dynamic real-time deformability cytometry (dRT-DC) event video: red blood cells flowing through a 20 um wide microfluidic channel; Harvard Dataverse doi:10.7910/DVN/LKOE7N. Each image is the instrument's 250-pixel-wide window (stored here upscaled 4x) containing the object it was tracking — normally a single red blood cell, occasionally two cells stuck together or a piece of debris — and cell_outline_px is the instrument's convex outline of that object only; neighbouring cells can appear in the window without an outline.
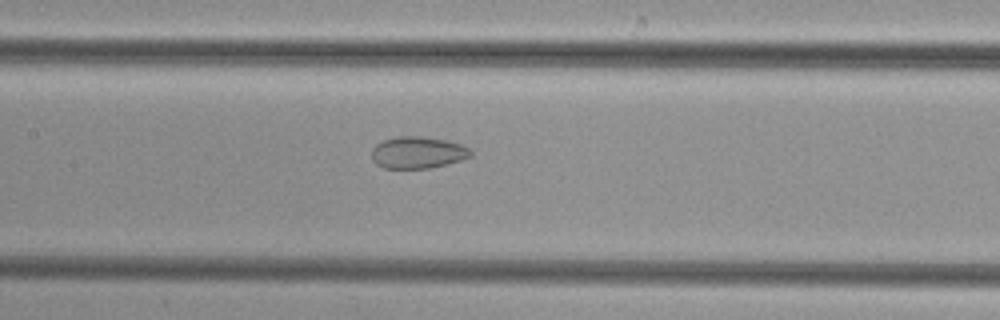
{"species": "common noctule bat (a hibernating species)", "species_latin": "Nyctalus noctula", "temperature_condition": "cold", "stored_images_in_passage": 45, "camera_frame_rate_fps": 3000, "um_per_image_px": 0.085, "animal": {"sex": "female", "body_mass_g": 29.2, "forearm_length_mm": 56.3}, "frame": {"image": 1, "passage_image": 17, "time_ms": 5.333, "image_size_px": [1000, 320], "cell_outline_px": [[472, 156], [460, 160], [428, 168], [384, 168], [376, 164], [372, 160], [372, 148], [376, 144], [384, 140], [396, 136], [420, 136], [448, 140], [460, 144], [468, 148], [472, 152]], "centroid_in_image_um": [35.48, 12.95], "position_along_channel_um": 171.9, "area_um2": 18.32}}
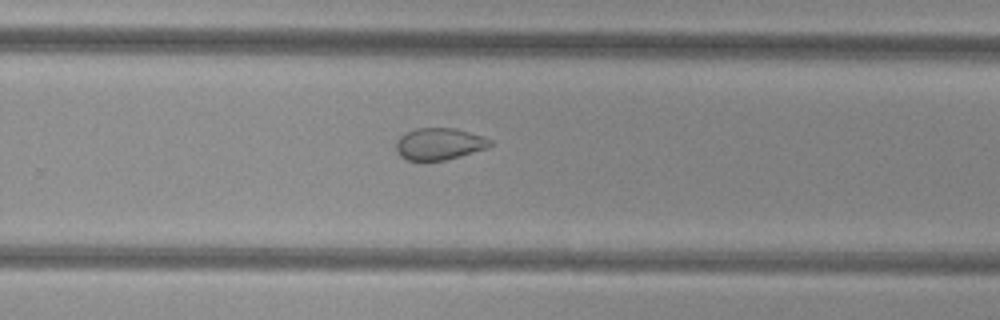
{"frame": {"image": 2, "passage_image": 26, "time_ms": 8.333, "image_size_px": [1000, 320], "cell_outline_px": [[496, 144], [488, 148], [460, 156], [444, 160], [408, 160], [400, 156], [396, 148], [396, 140], [404, 132], [416, 128], [456, 128], [484, 136], [492, 140]], "centroid_in_image_um": [37.38, 12.21], "position_along_channel_um": 292.4, "area_um2": 17.69}}
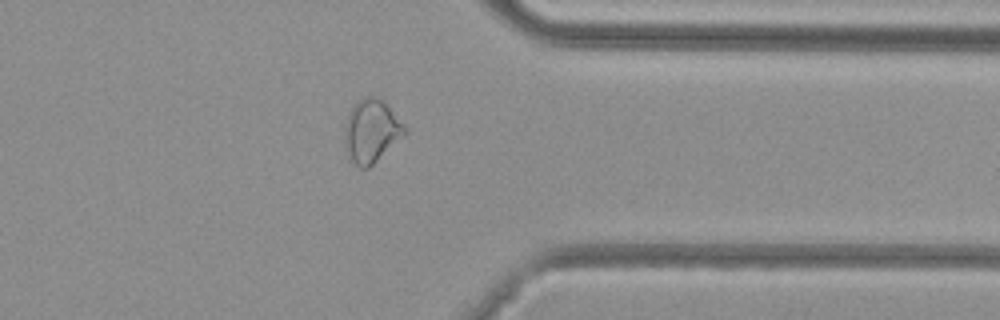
{"frame": {"image": 3, "passage_image": 33, "time_ms": 10.667, "image_size_px": [1000, 320], "cell_outline_px": [[408, 132], [404, 136], [368, 168], [360, 168], [352, 160], [344, 140], [344, 124], [352, 108], [364, 96], [376, 96], [408, 128]], "centroid_in_image_um": [31.58, 11.14], "position_along_channel_um": 379.8, "area_um2": 21.5}}